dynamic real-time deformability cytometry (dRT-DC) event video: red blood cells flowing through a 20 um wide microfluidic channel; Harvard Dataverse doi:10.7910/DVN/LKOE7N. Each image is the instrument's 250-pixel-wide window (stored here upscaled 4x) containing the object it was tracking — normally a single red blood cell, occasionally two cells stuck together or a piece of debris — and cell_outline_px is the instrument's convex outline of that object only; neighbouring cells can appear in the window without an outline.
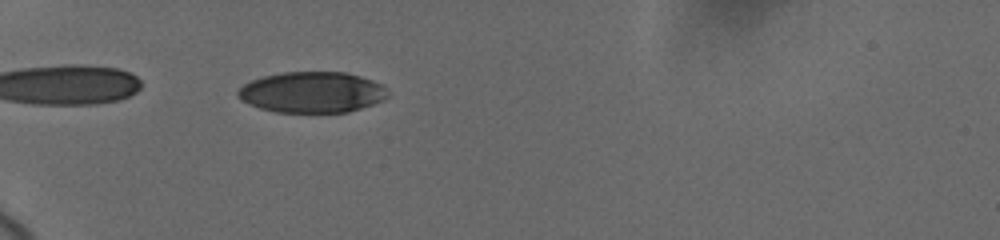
{"species": "human", "species_latin": "Homo sapiens", "temperature_condition": "cold", "stored_images_in_passage": 52, "camera_frame_rate_fps": 3000, "um_per_image_px": 0.085, "donor": {"sex": "female"}, "frame": {"image": 1, "passage_image": 5, "time_ms": 1.0, "image_size_px": [1000, 240], "cell_outline_px": [[392, 92], [384, 100], [348, 112], [276, 112], [260, 108], [244, 100], [236, 92], [244, 84], [252, 80], [264, 76], [280, 72], [344, 72], [360, 76], [384, 84]], "centroid_in_image_um": [26.61, 7.83], "position_along_channel_um": 58.4, "area_um2": 35.72}}
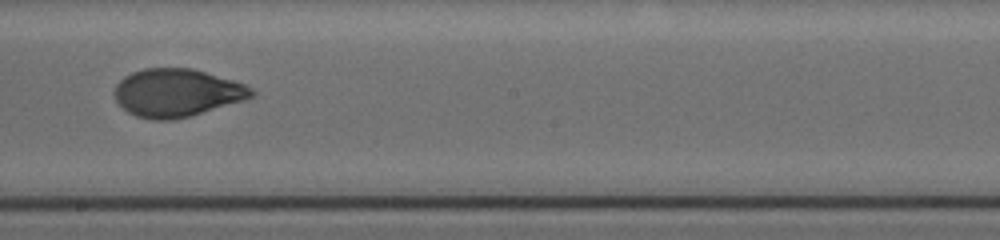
{"frame": {"image": 2, "passage_image": 29, "time_ms": 6.333, "image_size_px": [1000, 240], "cell_outline_px": [[256, 92], [252, 96], [240, 100], [188, 116], [172, 120], [152, 120], [136, 116], [128, 112], [116, 100], [112, 92], [116, 84], [124, 76], [132, 72], [144, 68], [192, 68], [232, 80], [244, 84], [252, 88]], "centroid_in_image_um": [14.96, 7.87], "position_along_channel_um": 233.2, "area_um2": 37.8}}
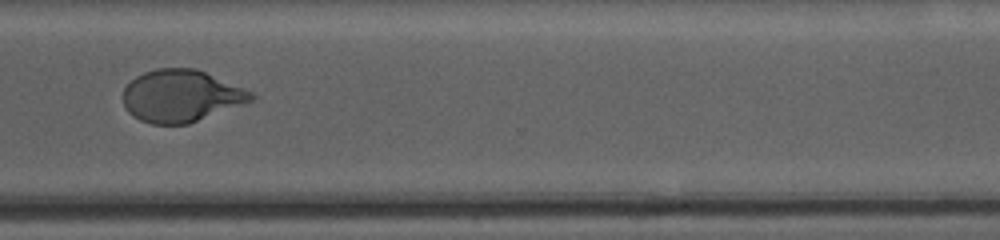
{"frame": {"image": 3, "passage_image": 51, "time_ms": 9.667, "image_size_px": [1000, 240], "cell_outline_px": [[256, 100], [188, 124], [152, 124], [140, 120], [132, 116], [124, 108], [124, 88], [136, 76], [144, 72], [156, 68], [196, 68], [252, 92], [256, 96]], "centroid_in_image_um": [15.4, 8.16], "position_along_channel_um": 355.2, "area_um2": 38.96}}